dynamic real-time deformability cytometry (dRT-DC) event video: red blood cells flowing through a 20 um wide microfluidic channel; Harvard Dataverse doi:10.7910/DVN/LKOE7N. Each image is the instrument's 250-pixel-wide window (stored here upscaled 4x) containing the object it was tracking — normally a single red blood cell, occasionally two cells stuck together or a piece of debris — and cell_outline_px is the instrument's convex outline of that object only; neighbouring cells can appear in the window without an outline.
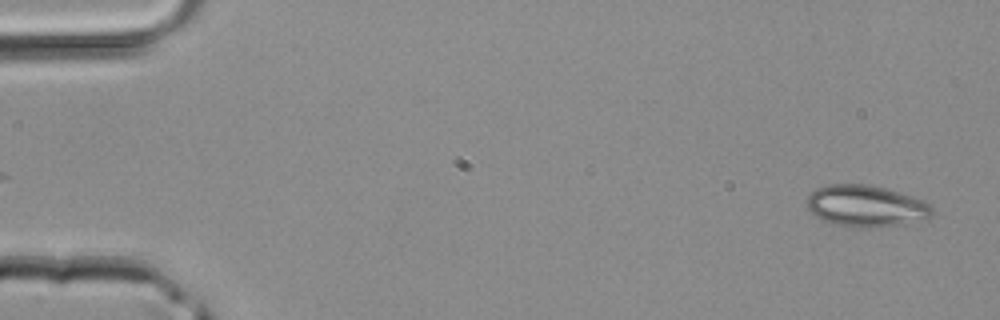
{"species": "common noctule bat (a hibernating species)", "species_latin": "Nyctalus noctula", "temperature_condition": "room temperature", "stored_images_in_passage": 43, "camera_frame_rate_fps": 3000, "um_per_image_px": 0.085, "animal": {"sex": "male", "body_mass_g": 20.4}, "frame": {"image": 1, "passage_image": 2, "time_ms": 0.333, "image_size_px": [1000, 320], "cell_outline_px": [[936, 212], [928, 220], [904, 224], [836, 224], [824, 220], [816, 216], [804, 204], [808, 196], [816, 188], [828, 184], [868, 184], [884, 188], [912, 196], [924, 200]], "centroid_in_image_um": [73.64, 17.45], "position_along_channel_um": 11.4, "area_um2": 29.54}}
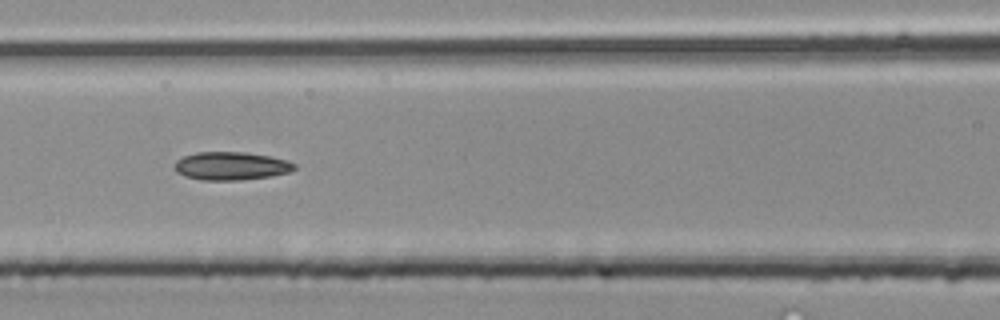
{"frame": {"image": 2, "passage_image": 19, "time_ms": 6.0, "image_size_px": [1000, 320], "cell_outline_px": [[296, 168], [288, 172], [272, 176], [240, 180], [200, 180], [184, 176], [176, 172], [176, 160], [184, 156], [196, 152], [244, 152], [268, 156], [288, 160], [296, 164]], "centroid_in_image_um": [19.65, 14.11], "position_along_channel_um": 147.0, "area_um2": 19.65}}
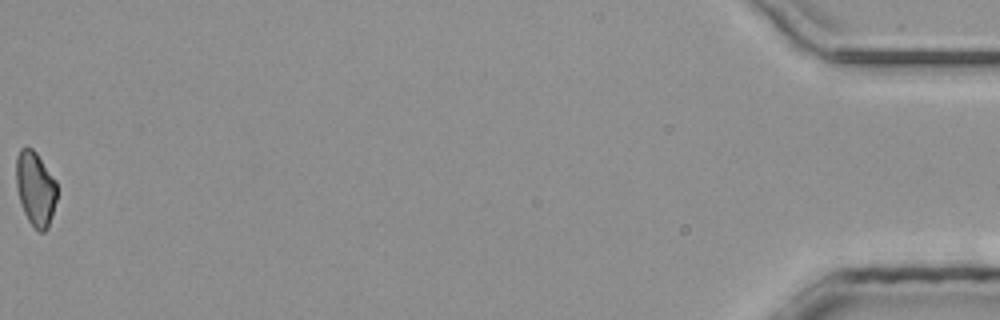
{"frame": {"image": 3, "passage_image": 43, "time_ms": 14.0, "image_size_px": [1000, 320], "cell_outline_px": [[56, 200], [52, 216], [48, 228], [44, 232], [40, 232], [28, 220], [24, 212], [16, 188], [16, 156], [20, 148], [32, 148], [36, 152], [56, 180]], "centroid_in_image_um": [3.01, 16.02], "position_along_channel_um": 432.2, "area_um2": 17.63}}